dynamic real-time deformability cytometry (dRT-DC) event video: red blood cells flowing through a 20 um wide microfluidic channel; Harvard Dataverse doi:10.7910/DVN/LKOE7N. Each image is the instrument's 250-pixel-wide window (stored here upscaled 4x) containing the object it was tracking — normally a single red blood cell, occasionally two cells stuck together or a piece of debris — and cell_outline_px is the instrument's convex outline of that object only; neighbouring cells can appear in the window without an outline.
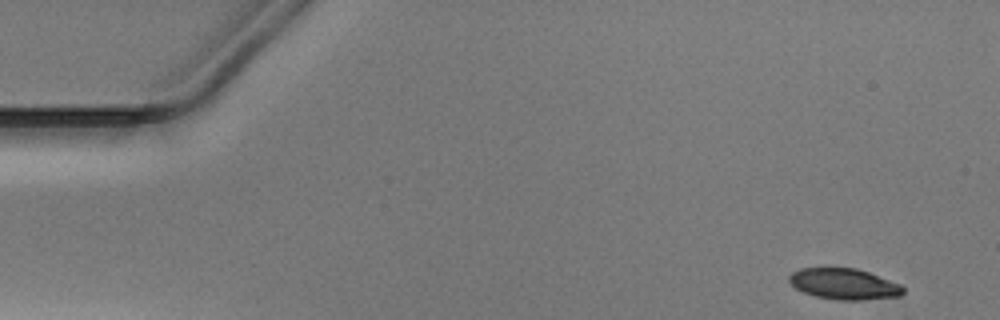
{"species": "Egyptian fruit bat (a non-hibernating species)", "species_latin": "Rousettus aegyptiacus", "temperature_condition": "warm", "stored_images_in_passage": 39, "camera_frame_rate_fps": 3000, "um_per_image_px": 0.085, "animal": {"sex": "male"}, "frame": {"image": 1, "passage_image": 1, "time_ms": 0.0, "image_size_px": [1000, 320], "cell_outline_px": [[904, 292], [900, 296], [864, 300], [836, 300], [816, 296], [804, 292], [796, 288], [788, 280], [788, 276], [792, 272], [800, 268], [856, 268], [868, 272], [900, 284], [904, 288]], "centroid_in_image_um": [71.74, 24.14], "position_along_channel_um": 13.3, "area_um2": 20.52}}
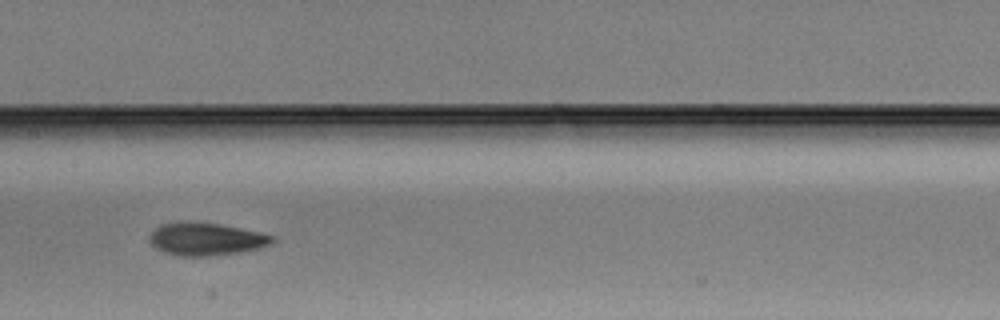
{"frame": {"image": 2, "passage_image": 23, "time_ms": 7.333, "image_size_px": [1000, 320], "cell_outline_px": [[276, 240], [272, 244], [260, 248], [240, 252], [208, 256], [176, 256], [164, 252], [156, 248], [152, 244], [148, 236], [160, 224], [220, 224], [240, 228], [272, 236]], "centroid_in_image_um": [17.54, 20.37], "position_along_channel_um": 189.9, "area_um2": 22.66}}
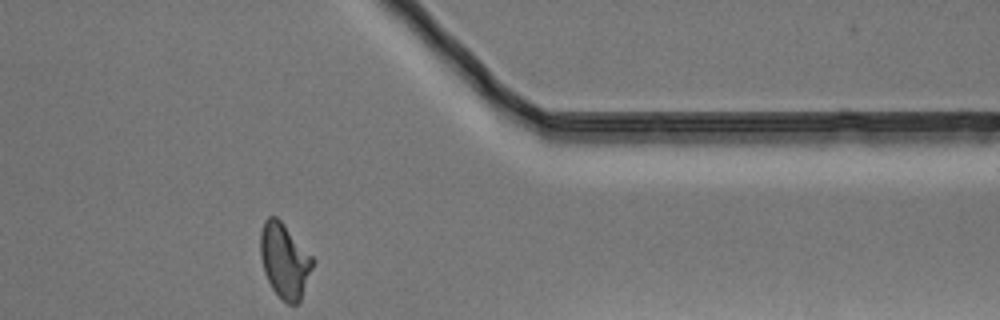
{"frame": {"image": 3, "passage_image": 39, "time_ms": 12.667, "image_size_px": [1000, 320], "cell_outline_px": [[316, 260], [300, 300], [296, 304], [288, 304], [272, 288], [264, 272], [260, 256], [260, 232], [264, 220], [268, 216], [276, 216], [280, 220]], "centroid_in_image_um": [24.19, 22.13], "position_along_channel_um": 387.2, "area_um2": 22.66}}